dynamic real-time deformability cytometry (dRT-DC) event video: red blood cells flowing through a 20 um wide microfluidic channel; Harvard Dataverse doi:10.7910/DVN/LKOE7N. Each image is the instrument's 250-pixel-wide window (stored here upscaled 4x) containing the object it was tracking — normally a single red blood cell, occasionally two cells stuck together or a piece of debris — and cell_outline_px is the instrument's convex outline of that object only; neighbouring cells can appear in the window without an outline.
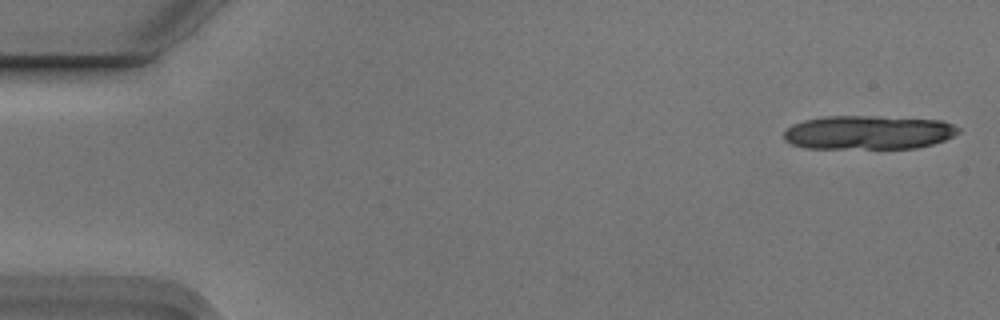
{"species": "Egyptian fruit bat (a non-hibernating species)", "species_latin": "Rousettus aegyptiacus", "temperature_condition": "cold", "stored_images_in_passage": 7, "segment_of_instrument_passage": [1, 2], "camera_frame_rate_fps": 3000, "um_per_image_px": 0.085, "animal": {"sex": "male"}, "frame": {"image": 1, "passage_image": 1, "time_ms": 0.0, "image_size_px": [1000, 320], "cell_outline_px": [[960, 132], [944, 140], [932, 144], [916, 148], [804, 148], [792, 144], [784, 140], [784, 132], [792, 124], [804, 120], [824, 116], [872, 116], [944, 120], [960, 128]], "centroid_in_image_um": [73.81, 11.25], "position_along_channel_um": 11.2, "area_um2": 34.56}}